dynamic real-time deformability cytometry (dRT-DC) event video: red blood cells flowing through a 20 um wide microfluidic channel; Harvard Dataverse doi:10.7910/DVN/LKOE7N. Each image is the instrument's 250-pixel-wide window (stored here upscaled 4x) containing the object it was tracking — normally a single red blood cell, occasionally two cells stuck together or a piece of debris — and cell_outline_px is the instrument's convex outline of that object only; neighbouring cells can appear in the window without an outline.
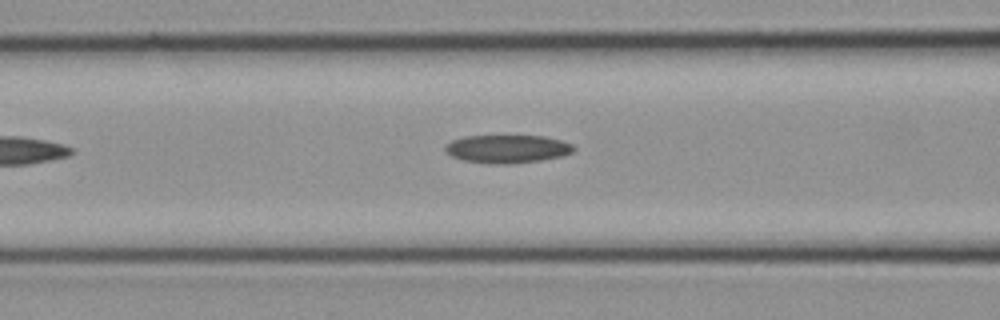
{"species": "common noctule bat (a hibernating species)", "species_latin": "Nyctalus noctula", "temperature_condition": "cold", "stored_images_in_passage": 5, "camera_frame_rate_fps": 3000, "um_per_image_px": 0.085, "animal": {"sex": "female", "body_mass_g": 21.9}, "frame": {"image": 1, "passage_image": 5, "time_ms": 1.333, "image_size_px": [1000, 320], "cell_outline_px": [[576, 148], [572, 152], [564, 156], [540, 160], [512, 164], [492, 164], [464, 160], [452, 156], [444, 152], [444, 148], [452, 140], [464, 136], [544, 136], [560, 140], [572, 144]], "centroid_in_image_um": [43.13, 12.66], "position_along_channel_um": 123.5, "area_um2": 21.1}}